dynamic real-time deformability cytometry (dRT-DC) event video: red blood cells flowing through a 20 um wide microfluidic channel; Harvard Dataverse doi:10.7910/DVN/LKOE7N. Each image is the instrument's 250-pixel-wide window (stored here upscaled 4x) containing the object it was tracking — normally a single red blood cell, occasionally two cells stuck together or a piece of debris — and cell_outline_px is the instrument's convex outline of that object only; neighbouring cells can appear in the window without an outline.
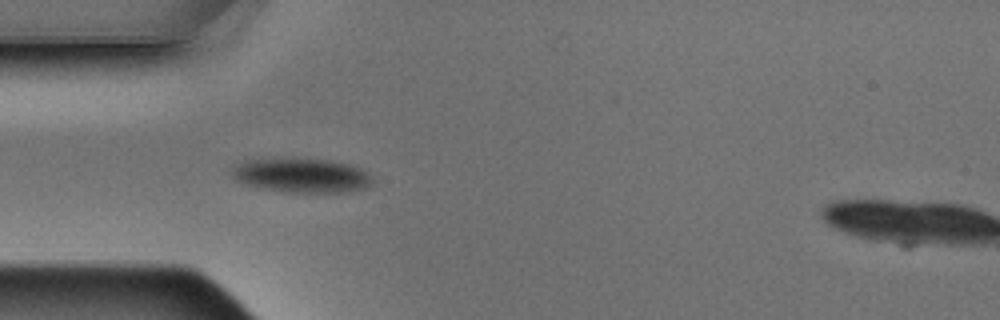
{"species": "Egyptian fruit bat (a non-hibernating species)", "species_latin": "Rousettus aegyptiacus", "temperature_condition": "warm", "stored_images_in_passage": 4, "camera_frame_rate_fps": 3000, "um_per_image_px": 0.085, "animal": {"sex": "male"}, "frame": {"image": 1, "passage_image": 3, "time_ms": 0.667, "image_size_px": [1000, 320], "cell_outline_px": [[372, 184], [368, 188], [344, 192], [288, 192], [260, 188], [236, 180], [228, 172], [236, 164], [244, 160], [328, 160], [352, 164], [364, 168], [372, 176]], "centroid_in_image_um": [25.69, 14.93], "position_along_channel_um": 59.3, "area_um2": 27.92}}